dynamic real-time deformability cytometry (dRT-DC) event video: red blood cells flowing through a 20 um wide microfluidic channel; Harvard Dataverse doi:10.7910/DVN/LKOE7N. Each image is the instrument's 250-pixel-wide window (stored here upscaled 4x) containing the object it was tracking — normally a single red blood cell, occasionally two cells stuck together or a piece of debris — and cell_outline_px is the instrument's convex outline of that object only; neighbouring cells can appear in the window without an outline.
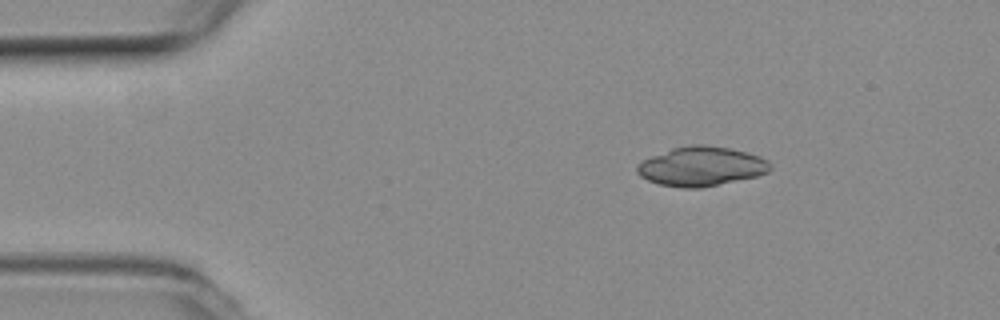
{"species": "common noctule bat (a hibernating species)", "species_latin": "Nyctalus noctula", "temperature_condition": "room temperature", "stored_images_in_passage": 5, "camera_frame_rate_fps": 3000, "um_per_image_px": 0.085, "animal": {"sex": "female", "body_mass_g": 19.3, "forearm_length_mm": 54.1}, "frame": {"image": 1, "passage_image": 3, "time_ms": 0.667, "image_size_px": [1000, 320], "cell_outline_px": [[772, 168], [768, 172], [756, 176], [700, 188], [680, 188], [660, 184], [648, 180], [640, 176], [636, 172], [636, 164], [652, 156], [672, 148], [692, 144], [704, 144], [732, 148], [748, 152], [760, 156], [768, 160], [772, 164]], "centroid_in_image_um": [59.63, 14.13], "position_along_channel_um": 25.4, "area_um2": 30.69}}